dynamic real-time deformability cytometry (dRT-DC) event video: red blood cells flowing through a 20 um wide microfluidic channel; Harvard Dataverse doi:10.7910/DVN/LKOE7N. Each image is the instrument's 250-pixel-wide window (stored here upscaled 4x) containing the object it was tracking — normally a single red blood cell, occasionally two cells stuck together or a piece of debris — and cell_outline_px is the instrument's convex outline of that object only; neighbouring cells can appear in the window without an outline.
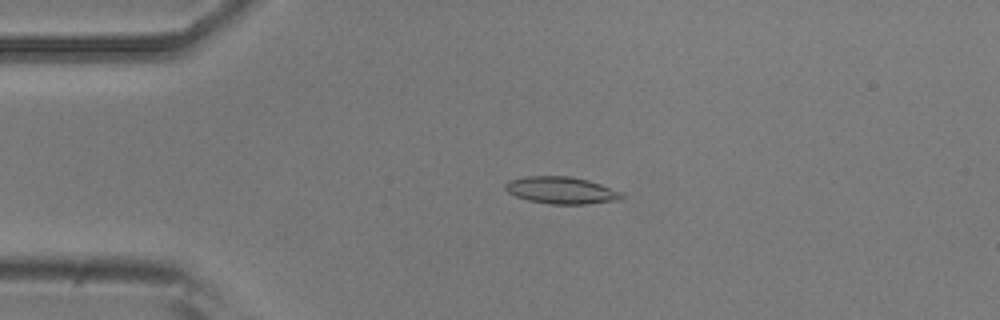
{"species": "common noctule bat (a hibernating species)", "species_latin": "Nyctalus noctula", "temperature_condition": "room temperature", "stored_images_in_passage": 4, "camera_frame_rate_fps": 3000, "um_per_image_px": 0.085, "animal": {"sex": "male", "body_mass_g": 20.5, "forearm_length_mm": 52.5}, "frame": {"image": 1, "passage_image": 3, "time_ms": 0.667, "image_size_px": [1000, 320], "cell_outline_px": [[624, 196], [620, 200], [584, 204], [552, 204], [528, 200], [516, 196], [508, 192], [504, 188], [504, 184], [508, 180], [524, 176], [572, 176], [588, 180], [600, 184], [620, 192]], "centroid_in_image_um": [47.67, 16.16], "position_along_channel_um": 37.3, "area_um2": 18.32}}